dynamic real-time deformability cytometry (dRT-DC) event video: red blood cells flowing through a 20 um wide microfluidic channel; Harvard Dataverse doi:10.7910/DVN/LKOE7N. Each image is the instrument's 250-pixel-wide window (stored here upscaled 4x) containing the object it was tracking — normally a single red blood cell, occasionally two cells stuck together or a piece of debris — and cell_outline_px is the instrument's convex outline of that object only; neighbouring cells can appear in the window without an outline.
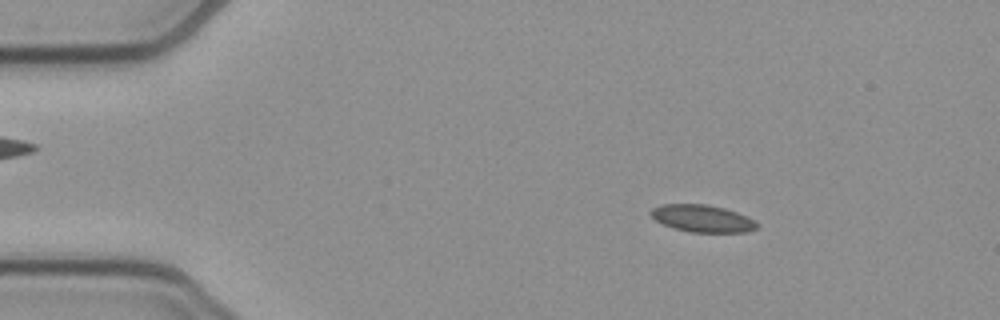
{"species": "common noctule bat (a hibernating species)", "species_latin": "Nyctalus noctula", "temperature_condition": "cold", "stored_images_in_passage": 51, "camera_frame_rate_fps": 3000, "um_per_image_px": 0.085, "animal": {"sex": "female", "body_mass_g": 21.9}, "frame": {"image": 1, "passage_image": 8, "time_ms": 2.333, "image_size_px": [1000, 320], "cell_outline_px": [[756, 228], [748, 232], [688, 232], [672, 228], [656, 220], [648, 212], [652, 208], [660, 204], [708, 204], [724, 208], [748, 216], [756, 220]], "centroid_in_image_um": [59.68, 18.56], "position_along_channel_um": 25.3, "area_um2": 16.94}}